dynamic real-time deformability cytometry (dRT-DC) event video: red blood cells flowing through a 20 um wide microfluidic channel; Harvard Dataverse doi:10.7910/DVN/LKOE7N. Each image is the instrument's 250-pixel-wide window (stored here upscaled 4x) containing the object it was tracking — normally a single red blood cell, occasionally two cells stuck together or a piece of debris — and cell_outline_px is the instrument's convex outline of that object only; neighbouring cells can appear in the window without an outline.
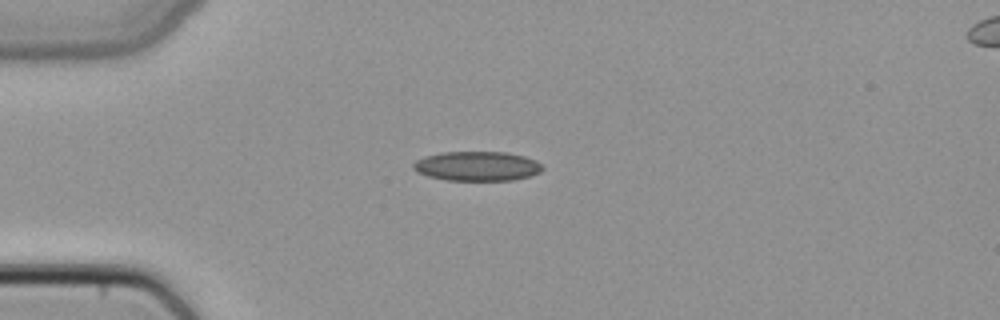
{"species": "common noctule bat (a hibernating species)", "species_latin": "Nyctalus noctula", "temperature_condition": "cold", "stored_images_in_passage": 3, "camera_frame_rate_fps": 3000, "um_per_image_px": 0.085, "animal": {"sex": "female", "body_mass_g": 22.7, "forearm_length_mm": 54.2}, "frame": {"image": 1, "passage_image": 1, "time_ms": 0.0, "image_size_px": [1000, 320], "cell_outline_px": [[544, 168], [540, 172], [528, 176], [512, 180], [448, 180], [428, 176], [416, 172], [412, 168], [412, 164], [416, 160], [424, 156], [440, 152], [508, 152], [524, 156], [536, 160]], "centroid_in_image_um": [40.52, 14.11], "position_along_channel_um": 44.5, "area_um2": 22.25}}
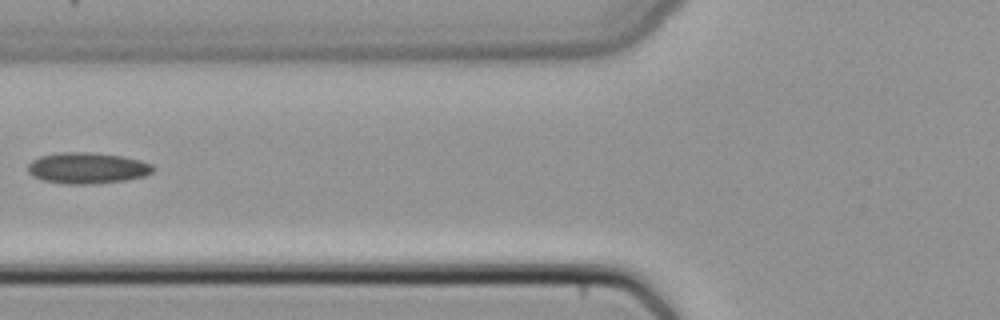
{"frame": {"image": 2, "passage_image": 3, "time_ms": 0.667, "image_size_px": [1000, 320], "cell_outline_px": [[156, 168], [152, 172], [144, 176], [128, 180], [96, 184], [64, 184], [44, 180], [32, 176], [28, 172], [28, 164], [32, 160], [40, 156], [60, 152], [92, 152], [124, 156], [140, 160], [152, 164]], "centroid_in_image_um": [7.44, 14.28], "position_along_channel_um": 118.4, "area_um2": 23.0}}